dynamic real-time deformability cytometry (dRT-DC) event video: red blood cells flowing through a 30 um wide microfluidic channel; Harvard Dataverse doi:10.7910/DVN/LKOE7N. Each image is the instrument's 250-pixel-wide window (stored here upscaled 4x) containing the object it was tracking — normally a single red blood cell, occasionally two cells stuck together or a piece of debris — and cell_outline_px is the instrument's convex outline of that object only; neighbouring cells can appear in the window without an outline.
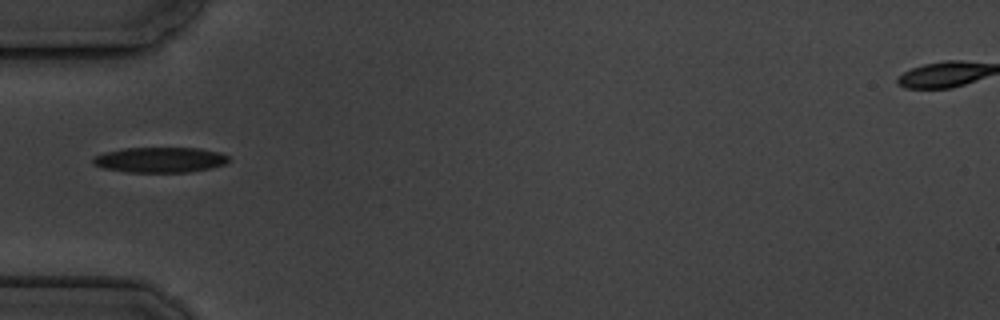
{"species": "common noctule bat (a hibernating species)", "species_latin": "Nyctalus noctula", "temperature_condition": "cold", "stored_images_in_passage": 1, "camera_frame_rate_fps": 3000, "um_per_image_px": 0.085, "animal": {"sex": "male", "body_mass_g": 19.5, "forearm_length_mm": 54.6}, "frame": {"image": 1, "passage_image": 1, "time_ms": 0.0, "image_size_px": [1000, 320], "cell_outline_px": [[228, 160], [224, 164], [212, 168], [188, 172], [124, 172], [104, 168], [92, 164], [92, 160], [96, 156], [104, 152], [124, 148], [200, 148], [220, 152], [228, 156]], "centroid_in_image_um": [13.59, 13.58], "position_along_channel_um": 71.4, "area_um2": 20.06}}